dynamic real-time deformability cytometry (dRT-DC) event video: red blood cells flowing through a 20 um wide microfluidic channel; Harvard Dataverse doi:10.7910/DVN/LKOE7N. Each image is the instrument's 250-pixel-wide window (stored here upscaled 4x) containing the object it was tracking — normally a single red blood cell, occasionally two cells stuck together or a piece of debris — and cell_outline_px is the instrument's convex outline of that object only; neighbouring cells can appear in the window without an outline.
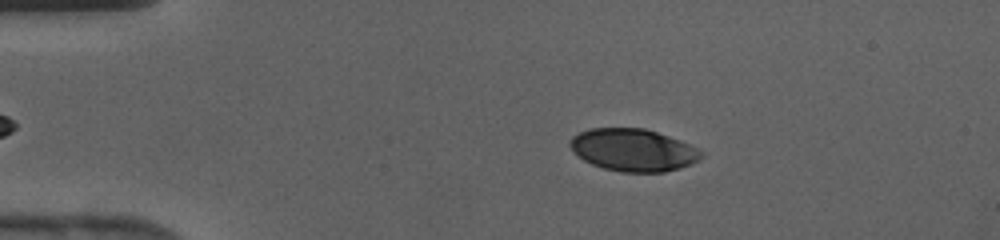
{"species": "human", "species_latin": "Homo sapiens", "temperature_condition": "cold", "stored_images_in_passage": 42, "camera_frame_rate_fps": 3000, "um_per_image_px": 0.085, "donor": {"sex": "female"}, "frame": {"image": 1, "passage_image": 8, "time_ms": 2.333, "image_size_px": [1000, 240], "cell_outline_px": [[704, 156], [680, 168], [664, 172], [620, 172], [604, 168], [592, 164], [584, 160], [568, 144], [568, 140], [572, 136], [588, 128], [644, 128], [680, 140], [704, 152]], "centroid_in_image_um": [53.8, 12.74], "position_along_channel_um": 31.2, "area_um2": 32.19}}
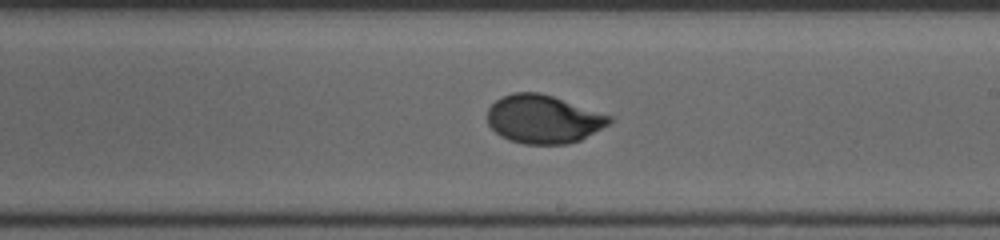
{"frame": {"image": 2, "passage_image": 25, "time_ms": 8.0, "image_size_px": [1000, 240], "cell_outline_px": [[612, 120], [608, 124], [580, 140], [568, 144], [524, 144], [508, 140], [500, 136], [488, 124], [488, 108], [496, 100], [512, 92], [540, 92], [612, 116]], "centroid_in_image_um": [46.16, 10.13], "position_along_channel_um": 242.8, "area_um2": 34.16}}
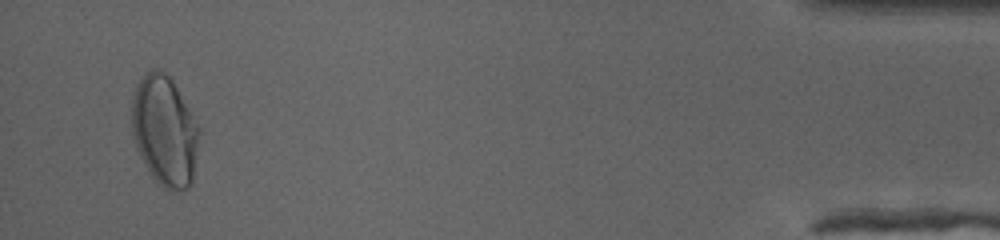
{"frame": {"image": 3, "passage_image": 41, "time_ms": 13.333, "image_size_px": [1000, 240], "cell_outline_px": [[200, 132], [192, 184], [188, 188], [172, 192], [168, 192], [152, 176], [144, 164], [136, 148], [132, 132], [132, 96], [136, 84], [144, 72], [152, 68], [156, 68], [164, 72], [172, 80], [200, 128]], "centroid_in_image_um": [13.98, 11.13], "position_along_channel_um": 421.2, "area_um2": 43.58}}